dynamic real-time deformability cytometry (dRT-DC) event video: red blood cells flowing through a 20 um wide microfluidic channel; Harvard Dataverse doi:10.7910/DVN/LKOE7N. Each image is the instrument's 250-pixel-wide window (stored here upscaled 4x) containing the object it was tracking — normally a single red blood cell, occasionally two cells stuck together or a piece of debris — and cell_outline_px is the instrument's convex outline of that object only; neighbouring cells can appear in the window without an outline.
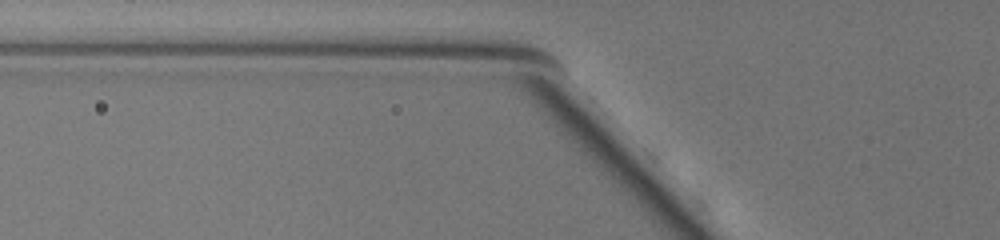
{"species": "common noctule bat (a hibernating species)", "species_latin": "Nyctalus noctula", "temperature_condition": "warm", "stored_images_in_passage": 7, "camera_frame_rate_fps": 3000, "um_per_image_px": 0.085, "animal": {"sex": "female", "body_mass_g": 19.5, "forearm_length_mm": 54.1}, "frame": {"image": 1, "passage_image": 3, "time_ms": 0.667, "image_size_px": [1000, 240], "cell_outline_px": [[760, 148], [752, 148], [728, 132], [700, 96], [700, 88], [716, 80], [728, 84], [760, 124]], "centroid_in_image_um": [62.21, 9.58], "position_along_channel_um": 63.6, "area_um2": 15.03}}